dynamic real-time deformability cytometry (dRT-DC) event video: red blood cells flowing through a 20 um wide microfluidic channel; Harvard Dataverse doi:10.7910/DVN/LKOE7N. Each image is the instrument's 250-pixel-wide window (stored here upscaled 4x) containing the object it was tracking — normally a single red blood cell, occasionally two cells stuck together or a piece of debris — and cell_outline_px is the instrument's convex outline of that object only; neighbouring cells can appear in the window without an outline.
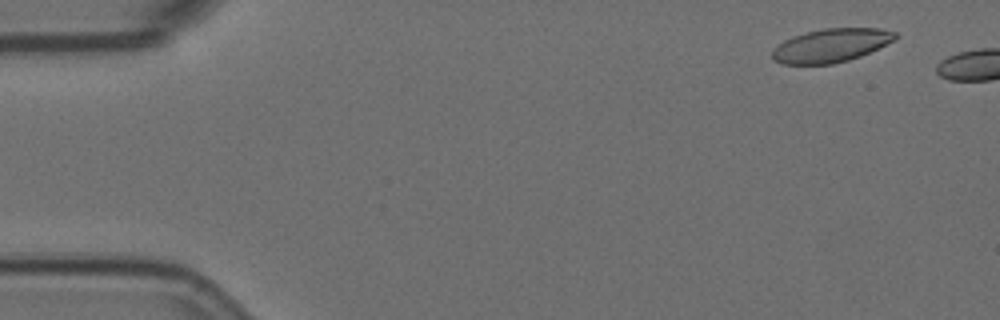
{"species": "Egyptian fruit bat (a non-hibernating species)", "species_latin": "Rousettus aegyptiacus", "temperature_condition": "room temperature", "stored_images_in_passage": 4, "camera_frame_rate_fps": 3000, "um_per_image_px": 0.085, "animal": {"sex": "female"}, "frame": {"image": 1, "passage_image": 1, "time_ms": 0.0, "image_size_px": [1000, 320], "cell_outline_px": [[896, 40], [860, 56], [848, 60], [832, 64], [780, 64], [772, 60], [772, 48], [784, 40], [792, 36], [824, 28], [876, 28], [896, 32]], "centroid_in_image_um": [70.6, 3.87], "position_along_channel_um": 14.4, "area_um2": 24.04}}